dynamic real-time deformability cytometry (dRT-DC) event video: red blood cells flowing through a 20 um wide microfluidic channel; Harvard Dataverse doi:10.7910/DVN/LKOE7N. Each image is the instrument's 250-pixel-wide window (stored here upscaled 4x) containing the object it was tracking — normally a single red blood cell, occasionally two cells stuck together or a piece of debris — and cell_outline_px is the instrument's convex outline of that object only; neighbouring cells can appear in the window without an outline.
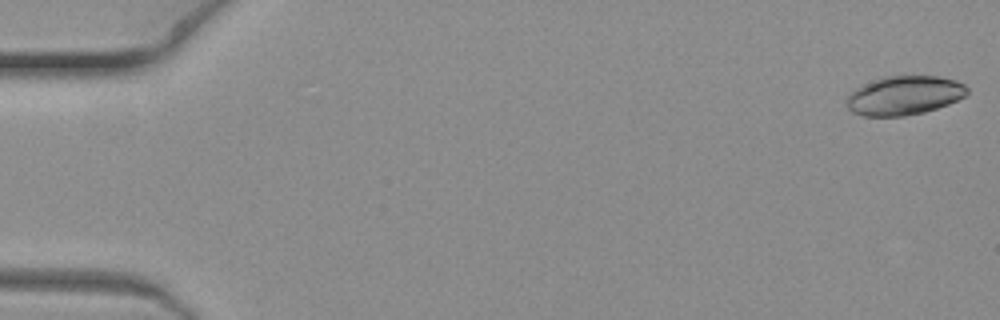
{"species": "common noctule bat (a hibernating species)", "species_latin": "Nyctalus noctula", "temperature_condition": "warm", "stored_images_in_passage": 7, "camera_frame_rate_fps": 3000, "um_per_image_px": 0.085, "animal": {"sex": "female", "body_mass_g": 19.3, "forearm_length_mm": 54.1}, "frame": {"image": 1, "passage_image": 1, "time_ms": 0.0, "image_size_px": [1000, 320], "cell_outline_px": [[968, 92], [964, 96], [948, 104], [924, 112], [904, 116], [864, 116], [852, 112], [848, 108], [848, 96], [856, 88], [872, 80], [884, 76], [940, 76], [956, 80], [964, 84], [968, 88]], "centroid_in_image_um": [76.88, 8.1], "position_along_channel_um": 8.1, "area_um2": 27.28}}